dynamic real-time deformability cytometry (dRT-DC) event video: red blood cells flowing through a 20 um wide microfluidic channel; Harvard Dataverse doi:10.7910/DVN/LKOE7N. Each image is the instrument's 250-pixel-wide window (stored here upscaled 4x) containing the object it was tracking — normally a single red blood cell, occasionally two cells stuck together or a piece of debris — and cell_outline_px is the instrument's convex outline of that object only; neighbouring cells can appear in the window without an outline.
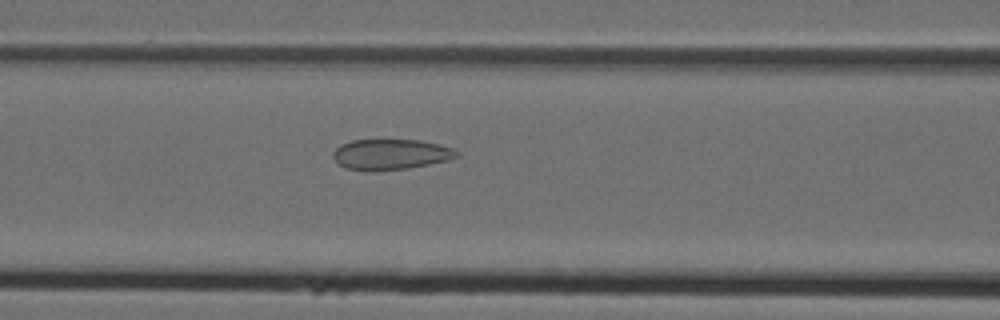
{"species": "Egyptian fruit bat (a non-hibernating species)", "species_latin": "Rousettus aegyptiacus", "temperature_condition": "cold", "stored_images_in_passage": 47, "camera_frame_rate_fps": 3000, "um_per_image_px": 0.085, "animal": {"sex": "female"}, "frame": {"image": 1, "passage_image": 22, "time_ms": 7.0, "image_size_px": [1000, 320], "cell_outline_px": [[460, 156], [448, 160], [408, 168], [344, 168], [332, 156], [332, 152], [340, 144], [352, 140], [420, 140], [440, 144], [452, 148], [460, 152]], "centroid_in_image_um": [33.27, 13.07], "position_along_channel_um": 133.3, "area_um2": 21.33}}
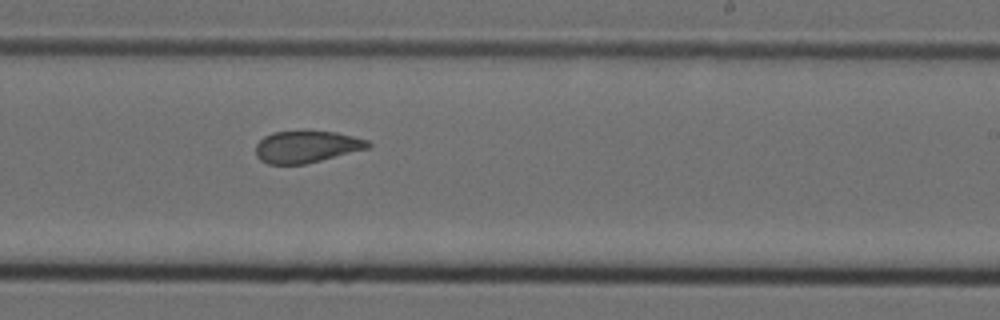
{"frame": {"image": 2, "passage_image": 32, "time_ms": 10.333, "image_size_px": [1000, 320], "cell_outline_px": [[372, 144], [368, 148], [304, 164], [268, 164], [260, 160], [256, 156], [256, 144], [264, 136], [272, 132], [308, 128], [336, 132], [368, 140]], "centroid_in_image_um": [26.02, 12.42], "position_along_channel_um": 263.0, "area_um2": 21.44}}
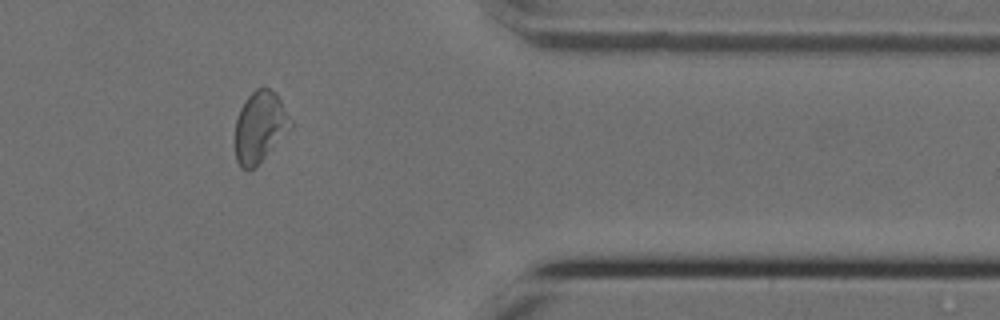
{"frame": {"image": 3, "passage_image": 43, "time_ms": 14.0, "image_size_px": [1000, 320], "cell_outline_px": [[292, 128], [248, 172], [240, 168], [236, 160], [236, 120], [240, 108], [244, 100], [256, 88], [268, 88], [276, 92], [292, 120]], "centroid_in_image_um": [22.09, 10.76], "position_along_channel_um": 389.3, "area_um2": 22.72}}